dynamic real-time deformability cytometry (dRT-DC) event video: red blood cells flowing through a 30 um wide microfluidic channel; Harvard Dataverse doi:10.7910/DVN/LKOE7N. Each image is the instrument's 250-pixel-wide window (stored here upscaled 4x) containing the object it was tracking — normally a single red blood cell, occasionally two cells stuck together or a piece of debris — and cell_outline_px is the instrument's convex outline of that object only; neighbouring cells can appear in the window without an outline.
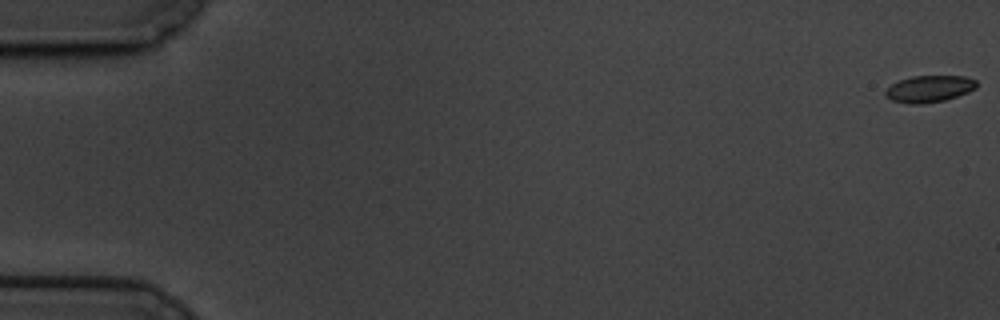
{"species": "common noctule bat (a hibernating species)", "species_latin": "Nyctalus noctula", "temperature_condition": "cold", "stored_images_in_passage": 61, "camera_frame_rate_fps": 3000, "um_per_image_px": 0.085, "animal": {"sex": "male", "body_mass_g": 19.5, "forearm_length_mm": 54.6}, "frame": {"image": 1, "passage_image": 1, "time_ms": 0.0, "image_size_px": [1000, 320], "cell_outline_px": [[976, 88], [968, 92], [944, 100], [920, 104], [908, 104], [892, 100], [884, 96], [884, 92], [892, 84], [900, 80], [912, 76], [964, 76], [976, 80]], "centroid_in_image_um": [78.96, 7.55], "position_along_channel_um": 6.0, "area_um2": 14.1}}
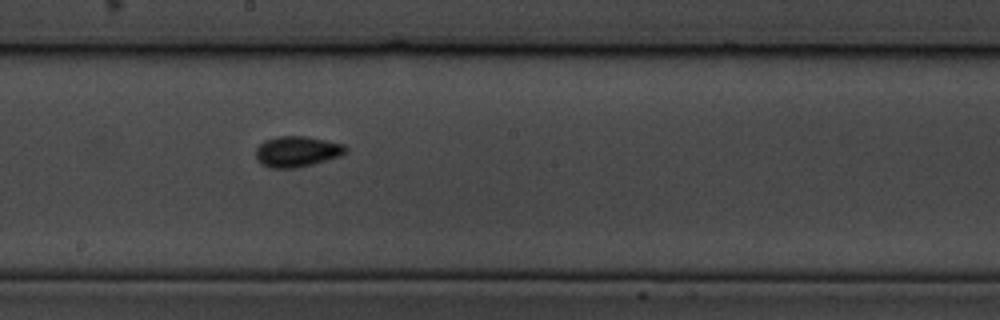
{"frame": {"image": 2, "passage_image": 34, "time_ms": 11.0, "image_size_px": [1000, 320], "cell_outline_px": [[348, 148], [340, 156], [300, 168], [268, 168], [260, 164], [256, 160], [256, 148], [264, 140], [276, 136], [304, 136], [344, 144]], "centroid_in_image_um": [25.2, 12.89], "position_along_channel_um": 223.0, "area_um2": 16.24}}
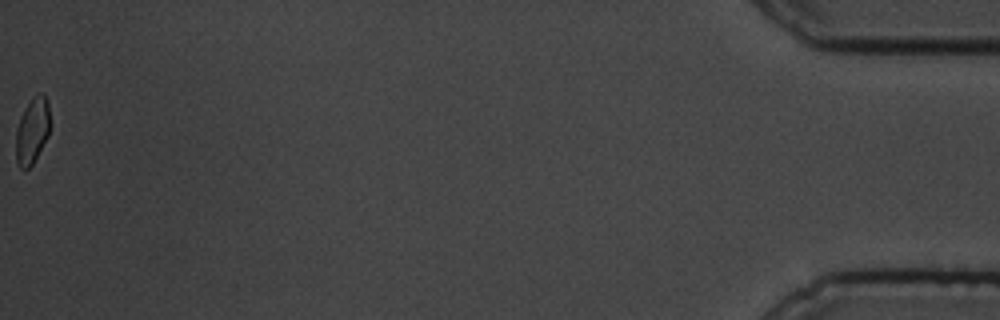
{"frame": {"image": 3, "passage_image": 61, "time_ms": 20.0, "image_size_px": [1000, 320], "cell_outline_px": [[48, 136], [32, 164], [28, 168], [20, 168], [16, 160], [16, 128], [20, 116], [24, 108], [32, 96], [40, 92], [44, 92], [48, 104]], "centroid_in_image_um": [2.71, 11.06], "position_along_channel_um": 432.5, "area_um2": 13.01}, "authors_computed_cell_mechanics": {"area_um2": 14.3344, "velocity_mm_per_s": 3.3932, "shape_relaxation_time_tau1_ms": null, "shape_relaxation_time_tau2_ms": 1.8194, "deformation_change_tau1": null, "deformation_change_tau2": 0.0549}}